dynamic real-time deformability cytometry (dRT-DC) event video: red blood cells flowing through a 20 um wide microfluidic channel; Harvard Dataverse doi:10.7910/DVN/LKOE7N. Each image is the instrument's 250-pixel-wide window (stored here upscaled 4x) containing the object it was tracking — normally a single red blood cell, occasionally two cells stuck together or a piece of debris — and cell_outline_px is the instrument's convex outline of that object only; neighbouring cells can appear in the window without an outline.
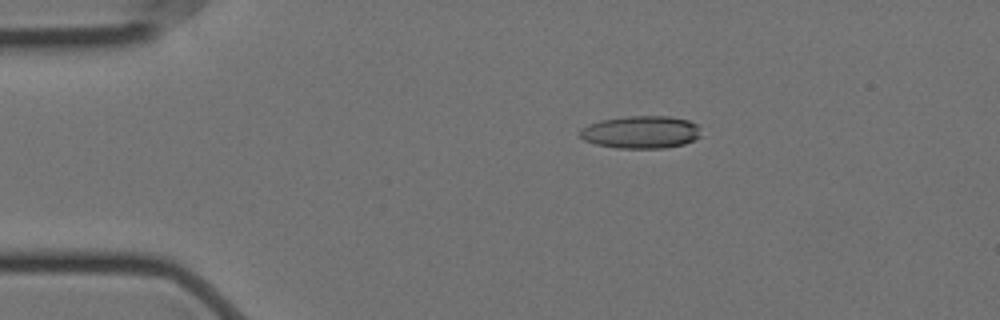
{"species": "Egyptian fruit bat (a non-hibernating species)", "species_latin": "Rousettus aegyptiacus", "temperature_condition": "cold", "stored_images_in_passage": 57, "camera_frame_rate_fps": 3000, "um_per_image_px": 0.085, "animal": {"sex": "female"}, "frame": {"image": 1, "passage_image": 10, "time_ms": 3.0, "image_size_px": [1000, 320], "cell_outline_px": [[700, 136], [684, 144], [664, 148], [616, 148], [596, 144], [584, 140], [580, 136], [580, 128], [588, 124], [600, 120], [628, 116], [668, 116], [688, 120], [696, 124]], "centroid_in_image_um": [54.43, 11.23], "position_along_channel_um": 30.6, "area_um2": 22.89}}
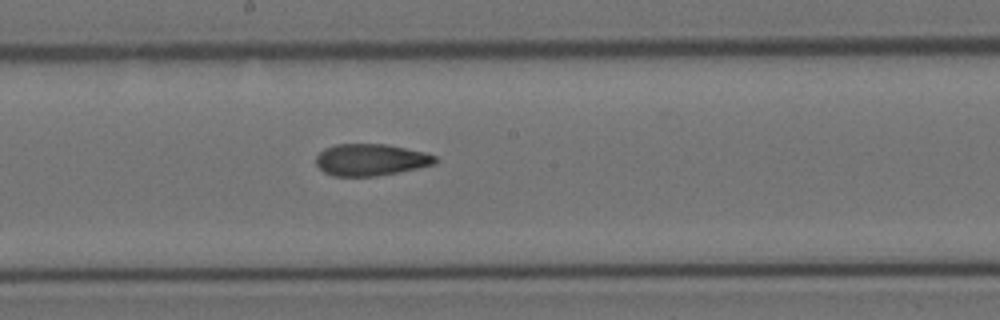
{"frame": {"image": 2, "passage_image": 30, "time_ms": 9.667, "image_size_px": [1000, 320], "cell_outline_px": [[436, 164], [376, 176], [332, 176], [324, 172], [316, 164], [316, 156], [324, 148], [336, 144], [388, 144], [424, 152], [436, 156]], "centroid_in_image_um": [31.49, 13.57], "position_along_channel_um": 216.7, "area_um2": 22.02}}
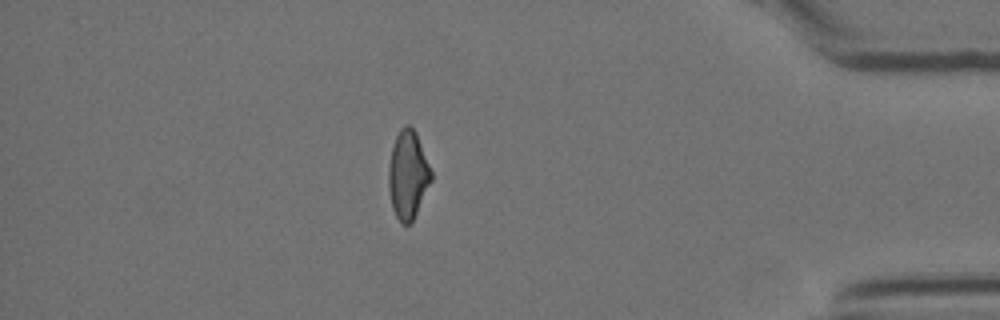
{"frame": {"image": 3, "passage_image": 49, "time_ms": 16.0, "image_size_px": [1000, 320], "cell_outline_px": [[432, 180], [412, 220], [408, 224], [400, 224], [392, 208], [388, 188], [388, 168], [392, 148], [396, 136], [400, 128], [404, 124], [408, 124], [416, 132], [432, 172]], "centroid_in_image_um": [34.66, 14.84], "position_along_channel_um": 400.5, "area_um2": 21.79}, "authors_computed_cell_mechanics": {"area_um2": 22.542, "velocity_mm_per_s": 3.5451, "shape_relaxation_time_tau1_ms": null, "shape_relaxation_time_tau2_ms": 3.0857, "deformation_change_tau1": null, "deformation_change_tau2": 0.1042}}